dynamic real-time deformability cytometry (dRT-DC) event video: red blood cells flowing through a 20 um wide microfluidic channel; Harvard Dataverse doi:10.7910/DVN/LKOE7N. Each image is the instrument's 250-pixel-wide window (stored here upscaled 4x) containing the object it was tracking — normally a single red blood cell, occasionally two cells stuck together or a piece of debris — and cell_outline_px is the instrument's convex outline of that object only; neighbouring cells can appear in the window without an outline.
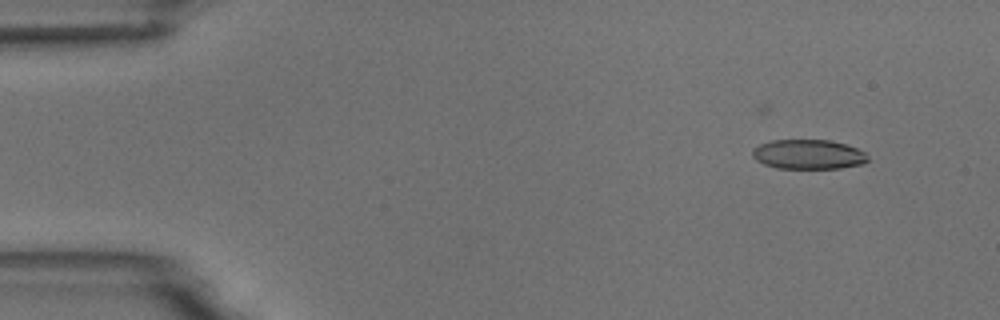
{"species": "common noctule bat (a hibernating species)", "species_latin": "Nyctalus noctula", "temperature_condition": "room temperature", "stored_images_in_passage": 6, "camera_frame_rate_fps": 3000, "um_per_image_px": 0.085, "animal": {"sex": "male", "body_mass_g": 18.8}, "frame": {"image": 1, "passage_image": 3, "time_ms": 2.333, "image_size_px": [1000, 320], "cell_outline_px": [[868, 160], [864, 164], [840, 168], [776, 168], [764, 164], [756, 160], [752, 156], [752, 148], [760, 144], [772, 140], [828, 140], [844, 144], [856, 148], [864, 152], [868, 156]], "centroid_in_image_um": [68.69, 13.12], "position_along_channel_um": 16.3, "area_um2": 19.88}}
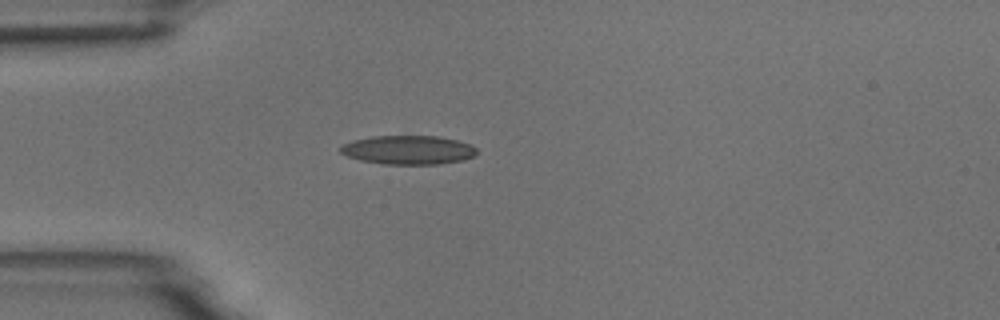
{"frame": {"image": 2, "passage_image": 6, "time_ms": 5.667, "image_size_px": [1000, 320], "cell_outline_px": [[476, 156], [464, 160], [440, 164], [384, 164], [360, 160], [348, 156], [340, 152], [340, 148], [344, 144], [352, 140], [372, 136], [440, 136], [456, 140], [468, 144], [476, 148]], "centroid_in_image_um": [34.71, 12.74], "position_along_channel_um": 50.3, "area_um2": 22.95}}